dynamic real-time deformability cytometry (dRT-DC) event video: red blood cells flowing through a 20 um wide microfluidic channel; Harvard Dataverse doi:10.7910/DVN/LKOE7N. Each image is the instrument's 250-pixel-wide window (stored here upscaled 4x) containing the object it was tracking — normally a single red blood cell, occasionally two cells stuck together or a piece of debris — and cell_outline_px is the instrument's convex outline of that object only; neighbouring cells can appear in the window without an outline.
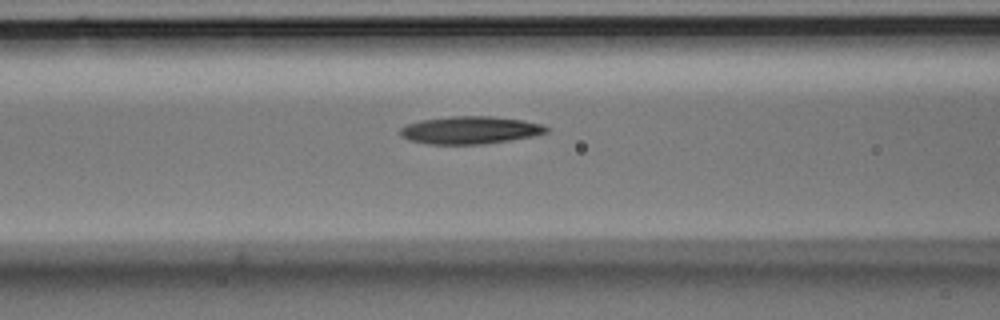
{"species": "Egyptian fruit bat (a non-hibernating species)", "species_latin": "Rousettus aegyptiacus", "temperature_condition": "room temperature", "stored_images_in_passage": 5, "camera_frame_rate_fps": 3000, "um_per_image_px": 0.085, "animal": {"sex": "male"}, "frame": {"image": 1, "passage_image": 4, "time_ms": 1.0, "image_size_px": [1000, 320], "cell_outline_px": [[548, 132], [532, 136], [484, 144], [428, 144], [408, 140], [400, 136], [400, 128], [408, 124], [420, 120], [452, 116], [492, 116], [524, 120], [540, 124], [548, 128]], "centroid_in_image_um": [39.92, 11.06], "position_along_channel_um": 126.7, "area_um2": 23.47}}